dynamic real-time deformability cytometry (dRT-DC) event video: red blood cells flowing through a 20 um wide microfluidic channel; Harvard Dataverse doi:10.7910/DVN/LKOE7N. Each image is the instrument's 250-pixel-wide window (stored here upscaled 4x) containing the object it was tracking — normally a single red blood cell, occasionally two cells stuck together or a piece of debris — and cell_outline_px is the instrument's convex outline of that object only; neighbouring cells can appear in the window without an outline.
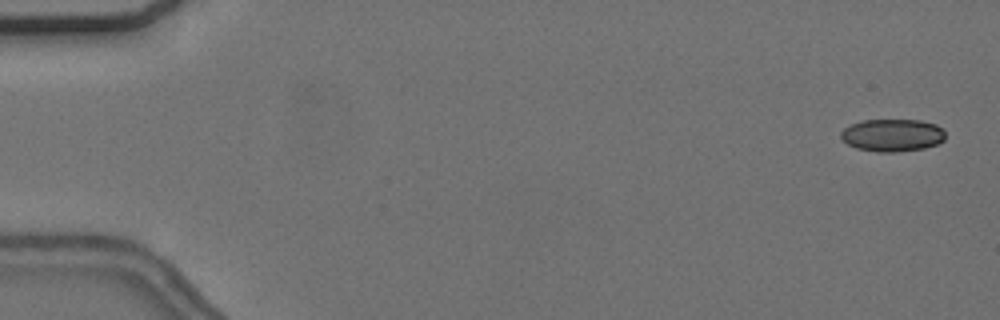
{"species": "common noctule bat (a hibernating species)", "species_latin": "Nyctalus noctula", "temperature_condition": "cold", "stored_images_in_passage": 55, "camera_frame_rate_fps": 3000, "um_per_image_px": 0.085, "animal": {"sex": "female", "body_mass_g": 24.6, "forearm_length_mm": 56.2}, "frame": {"image": 1, "passage_image": 1, "time_ms": 0.0, "image_size_px": [1000, 320], "cell_outline_px": [[944, 140], [936, 144], [924, 148], [896, 152], [876, 152], [856, 148], [840, 140], [840, 132], [844, 128], [852, 124], [864, 120], [920, 120], [936, 124], [944, 132]], "centroid_in_image_um": [75.81, 11.5], "position_along_channel_um": 9.2, "area_um2": 19.83}}
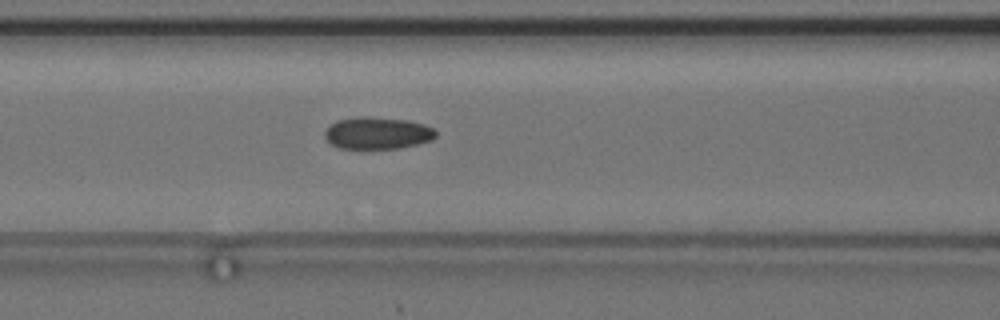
{"frame": {"image": 2, "passage_image": 23, "time_ms": 7.333, "image_size_px": [1000, 320], "cell_outline_px": [[436, 136], [432, 140], [400, 148], [340, 148], [332, 144], [324, 136], [324, 132], [336, 120], [360, 116], [368, 116], [408, 120], [424, 124], [432, 128], [436, 132]], "centroid_in_image_um": [32.09, 11.3], "position_along_channel_um": 134.5, "area_um2": 20.63}}
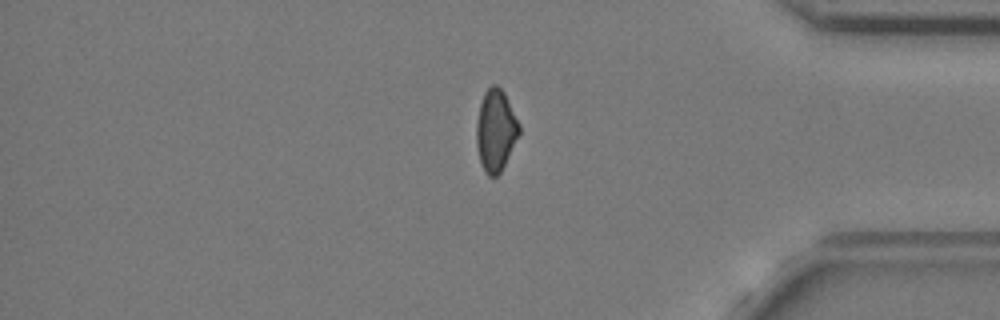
{"frame": {"image": 3, "passage_image": 46, "time_ms": 15.0, "image_size_px": [1000, 320], "cell_outline_px": [[520, 132], [500, 172], [496, 176], [488, 176], [484, 172], [480, 160], [476, 144], [476, 124], [480, 104], [484, 92], [492, 84], [496, 84], [504, 92], [520, 124]], "centroid_in_image_um": [42.12, 11.06], "position_along_channel_um": 393.1, "area_um2": 20.17}, "authors_computed_cell_mechanics": {"area_um2": 20.6346, "velocity_mm_per_s": 3.6822, "shape_relaxation_time_tau1_ms": 2.5976, "shape_relaxation_time_tau2_ms": 2.6662, "deformation_change_tau1": 0.0825, "deformation_change_tau2": 0.0777}}